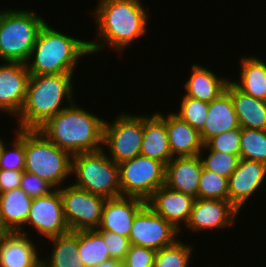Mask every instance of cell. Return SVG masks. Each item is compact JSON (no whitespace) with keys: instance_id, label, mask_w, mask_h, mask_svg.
Wrapping results in <instances>:
<instances>
[{"instance_id":"obj_15","label":"cell","mask_w":266,"mask_h":267,"mask_svg":"<svg viewBox=\"0 0 266 267\" xmlns=\"http://www.w3.org/2000/svg\"><path fill=\"white\" fill-rule=\"evenodd\" d=\"M229 201L239 210L258 195L266 185V164L259 161L239 159L237 168L228 178ZM255 194V195H254Z\"/></svg>"},{"instance_id":"obj_27","label":"cell","mask_w":266,"mask_h":267,"mask_svg":"<svg viewBox=\"0 0 266 267\" xmlns=\"http://www.w3.org/2000/svg\"><path fill=\"white\" fill-rule=\"evenodd\" d=\"M32 200L21 188L0 193V214L11 232L25 229Z\"/></svg>"},{"instance_id":"obj_41","label":"cell","mask_w":266,"mask_h":267,"mask_svg":"<svg viewBox=\"0 0 266 267\" xmlns=\"http://www.w3.org/2000/svg\"><path fill=\"white\" fill-rule=\"evenodd\" d=\"M10 233H11V231L4 224L3 218L0 214V242L5 236H7Z\"/></svg>"},{"instance_id":"obj_33","label":"cell","mask_w":266,"mask_h":267,"mask_svg":"<svg viewBox=\"0 0 266 267\" xmlns=\"http://www.w3.org/2000/svg\"><path fill=\"white\" fill-rule=\"evenodd\" d=\"M228 186V178L203 167L198 186V198L229 201Z\"/></svg>"},{"instance_id":"obj_23","label":"cell","mask_w":266,"mask_h":267,"mask_svg":"<svg viewBox=\"0 0 266 267\" xmlns=\"http://www.w3.org/2000/svg\"><path fill=\"white\" fill-rule=\"evenodd\" d=\"M240 127L231 95L225 91L209 103L203 128L199 131L203 144L211 138Z\"/></svg>"},{"instance_id":"obj_9","label":"cell","mask_w":266,"mask_h":267,"mask_svg":"<svg viewBox=\"0 0 266 267\" xmlns=\"http://www.w3.org/2000/svg\"><path fill=\"white\" fill-rule=\"evenodd\" d=\"M118 166L120 196L147 201L155 191L165 185L166 165L156 159L138 155Z\"/></svg>"},{"instance_id":"obj_16","label":"cell","mask_w":266,"mask_h":267,"mask_svg":"<svg viewBox=\"0 0 266 267\" xmlns=\"http://www.w3.org/2000/svg\"><path fill=\"white\" fill-rule=\"evenodd\" d=\"M195 198L191 195L161 186L146 201L147 205L158 215L170 222L180 234L187 224ZM182 232V233H181Z\"/></svg>"},{"instance_id":"obj_35","label":"cell","mask_w":266,"mask_h":267,"mask_svg":"<svg viewBox=\"0 0 266 267\" xmlns=\"http://www.w3.org/2000/svg\"><path fill=\"white\" fill-rule=\"evenodd\" d=\"M241 127L211 138L206 145L213 151L240 156Z\"/></svg>"},{"instance_id":"obj_4","label":"cell","mask_w":266,"mask_h":267,"mask_svg":"<svg viewBox=\"0 0 266 267\" xmlns=\"http://www.w3.org/2000/svg\"><path fill=\"white\" fill-rule=\"evenodd\" d=\"M88 41L55 30L46 22L26 63L30 75L74 73L79 61L91 56Z\"/></svg>"},{"instance_id":"obj_2","label":"cell","mask_w":266,"mask_h":267,"mask_svg":"<svg viewBox=\"0 0 266 267\" xmlns=\"http://www.w3.org/2000/svg\"><path fill=\"white\" fill-rule=\"evenodd\" d=\"M74 73L30 75L24 105L16 117L17 129H38L71 106L76 97ZM65 99V100H64Z\"/></svg>"},{"instance_id":"obj_25","label":"cell","mask_w":266,"mask_h":267,"mask_svg":"<svg viewBox=\"0 0 266 267\" xmlns=\"http://www.w3.org/2000/svg\"><path fill=\"white\" fill-rule=\"evenodd\" d=\"M241 128L266 130V101L244 94L231 81L226 87Z\"/></svg>"},{"instance_id":"obj_40","label":"cell","mask_w":266,"mask_h":267,"mask_svg":"<svg viewBox=\"0 0 266 267\" xmlns=\"http://www.w3.org/2000/svg\"><path fill=\"white\" fill-rule=\"evenodd\" d=\"M96 267H122V263L118 260L110 259L97 265Z\"/></svg>"},{"instance_id":"obj_10","label":"cell","mask_w":266,"mask_h":267,"mask_svg":"<svg viewBox=\"0 0 266 267\" xmlns=\"http://www.w3.org/2000/svg\"><path fill=\"white\" fill-rule=\"evenodd\" d=\"M70 182L59 188L64 217L70 231L97 229L106 198L92 194Z\"/></svg>"},{"instance_id":"obj_7","label":"cell","mask_w":266,"mask_h":267,"mask_svg":"<svg viewBox=\"0 0 266 267\" xmlns=\"http://www.w3.org/2000/svg\"><path fill=\"white\" fill-rule=\"evenodd\" d=\"M72 184L106 199L120 196L119 166L105 150L72 155Z\"/></svg>"},{"instance_id":"obj_36","label":"cell","mask_w":266,"mask_h":267,"mask_svg":"<svg viewBox=\"0 0 266 267\" xmlns=\"http://www.w3.org/2000/svg\"><path fill=\"white\" fill-rule=\"evenodd\" d=\"M156 250L138 245H130L122 267H153Z\"/></svg>"},{"instance_id":"obj_18","label":"cell","mask_w":266,"mask_h":267,"mask_svg":"<svg viewBox=\"0 0 266 267\" xmlns=\"http://www.w3.org/2000/svg\"><path fill=\"white\" fill-rule=\"evenodd\" d=\"M32 238L20 232L5 236L0 242V267H41V238L39 243Z\"/></svg>"},{"instance_id":"obj_28","label":"cell","mask_w":266,"mask_h":267,"mask_svg":"<svg viewBox=\"0 0 266 267\" xmlns=\"http://www.w3.org/2000/svg\"><path fill=\"white\" fill-rule=\"evenodd\" d=\"M77 253L86 267H96L111 259L103 235L97 229L79 231Z\"/></svg>"},{"instance_id":"obj_3","label":"cell","mask_w":266,"mask_h":267,"mask_svg":"<svg viewBox=\"0 0 266 267\" xmlns=\"http://www.w3.org/2000/svg\"><path fill=\"white\" fill-rule=\"evenodd\" d=\"M104 117L80 107L76 101L37 130L71 155L103 148Z\"/></svg>"},{"instance_id":"obj_14","label":"cell","mask_w":266,"mask_h":267,"mask_svg":"<svg viewBox=\"0 0 266 267\" xmlns=\"http://www.w3.org/2000/svg\"><path fill=\"white\" fill-rule=\"evenodd\" d=\"M3 63V64H2ZM30 73L26 63L1 62L0 112L16 118L25 102Z\"/></svg>"},{"instance_id":"obj_34","label":"cell","mask_w":266,"mask_h":267,"mask_svg":"<svg viewBox=\"0 0 266 267\" xmlns=\"http://www.w3.org/2000/svg\"><path fill=\"white\" fill-rule=\"evenodd\" d=\"M209 103L183 94L180 105L173 113L200 131L208 114Z\"/></svg>"},{"instance_id":"obj_11","label":"cell","mask_w":266,"mask_h":267,"mask_svg":"<svg viewBox=\"0 0 266 267\" xmlns=\"http://www.w3.org/2000/svg\"><path fill=\"white\" fill-rule=\"evenodd\" d=\"M30 227L31 230L35 229L34 231H36V233H32L33 237H35V234H39L38 238L41 235L44 239L70 231L64 217L63 202L59 189H54L48 195L33 198L25 229H22L20 233L31 235L29 233Z\"/></svg>"},{"instance_id":"obj_19","label":"cell","mask_w":266,"mask_h":267,"mask_svg":"<svg viewBox=\"0 0 266 267\" xmlns=\"http://www.w3.org/2000/svg\"><path fill=\"white\" fill-rule=\"evenodd\" d=\"M202 169L203 164L199 155L173 157L166 164L165 185L196 199Z\"/></svg>"},{"instance_id":"obj_39","label":"cell","mask_w":266,"mask_h":267,"mask_svg":"<svg viewBox=\"0 0 266 267\" xmlns=\"http://www.w3.org/2000/svg\"><path fill=\"white\" fill-rule=\"evenodd\" d=\"M23 171L0 169V193L20 188Z\"/></svg>"},{"instance_id":"obj_12","label":"cell","mask_w":266,"mask_h":267,"mask_svg":"<svg viewBox=\"0 0 266 267\" xmlns=\"http://www.w3.org/2000/svg\"><path fill=\"white\" fill-rule=\"evenodd\" d=\"M179 236L180 231L146 204L133 220L129 241L157 251L173 244Z\"/></svg>"},{"instance_id":"obj_32","label":"cell","mask_w":266,"mask_h":267,"mask_svg":"<svg viewBox=\"0 0 266 267\" xmlns=\"http://www.w3.org/2000/svg\"><path fill=\"white\" fill-rule=\"evenodd\" d=\"M199 156L206 170L212 171L225 178H229L235 171L240 159L237 155L213 151L206 144L203 145Z\"/></svg>"},{"instance_id":"obj_37","label":"cell","mask_w":266,"mask_h":267,"mask_svg":"<svg viewBox=\"0 0 266 267\" xmlns=\"http://www.w3.org/2000/svg\"><path fill=\"white\" fill-rule=\"evenodd\" d=\"M20 188L31 198L48 195L55 188L37 175L23 171Z\"/></svg>"},{"instance_id":"obj_5","label":"cell","mask_w":266,"mask_h":267,"mask_svg":"<svg viewBox=\"0 0 266 267\" xmlns=\"http://www.w3.org/2000/svg\"><path fill=\"white\" fill-rule=\"evenodd\" d=\"M22 9L0 10V62L27 63L37 35L46 23L35 10Z\"/></svg>"},{"instance_id":"obj_6","label":"cell","mask_w":266,"mask_h":267,"mask_svg":"<svg viewBox=\"0 0 266 267\" xmlns=\"http://www.w3.org/2000/svg\"><path fill=\"white\" fill-rule=\"evenodd\" d=\"M71 169L72 155L69 152L60 149L37 129H25L24 171L37 175L59 189L69 182Z\"/></svg>"},{"instance_id":"obj_13","label":"cell","mask_w":266,"mask_h":267,"mask_svg":"<svg viewBox=\"0 0 266 267\" xmlns=\"http://www.w3.org/2000/svg\"><path fill=\"white\" fill-rule=\"evenodd\" d=\"M239 210L228 200L196 198L190 213L189 220L183 228L193 234L226 230L234 227ZM202 231V232H200Z\"/></svg>"},{"instance_id":"obj_26","label":"cell","mask_w":266,"mask_h":267,"mask_svg":"<svg viewBox=\"0 0 266 267\" xmlns=\"http://www.w3.org/2000/svg\"><path fill=\"white\" fill-rule=\"evenodd\" d=\"M52 247L46 257L41 258V267H86L77 253L79 231H69L47 239Z\"/></svg>"},{"instance_id":"obj_31","label":"cell","mask_w":266,"mask_h":267,"mask_svg":"<svg viewBox=\"0 0 266 267\" xmlns=\"http://www.w3.org/2000/svg\"><path fill=\"white\" fill-rule=\"evenodd\" d=\"M239 158L266 164V130L241 128Z\"/></svg>"},{"instance_id":"obj_29","label":"cell","mask_w":266,"mask_h":267,"mask_svg":"<svg viewBox=\"0 0 266 267\" xmlns=\"http://www.w3.org/2000/svg\"><path fill=\"white\" fill-rule=\"evenodd\" d=\"M182 240L185 239L179 238L173 244L157 250L153 267H191L195 248Z\"/></svg>"},{"instance_id":"obj_21","label":"cell","mask_w":266,"mask_h":267,"mask_svg":"<svg viewBox=\"0 0 266 267\" xmlns=\"http://www.w3.org/2000/svg\"><path fill=\"white\" fill-rule=\"evenodd\" d=\"M190 75L184 83L185 96L192 97L210 103L226 91L231 77H220L208 67L194 63L191 66Z\"/></svg>"},{"instance_id":"obj_42","label":"cell","mask_w":266,"mask_h":267,"mask_svg":"<svg viewBox=\"0 0 266 267\" xmlns=\"http://www.w3.org/2000/svg\"><path fill=\"white\" fill-rule=\"evenodd\" d=\"M3 136L0 137V156H1V153H2V150H3V147H4V144L7 142V140H3V139H7L6 137L2 138Z\"/></svg>"},{"instance_id":"obj_30","label":"cell","mask_w":266,"mask_h":267,"mask_svg":"<svg viewBox=\"0 0 266 267\" xmlns=\"http://www.w3.org/2000/svg\"><path fill=\"white\" fill-rule=\"evenodd\" d=\"M13 139L4 144L0 156V169L24 171L25 169V129L15 127Z\"/></svg>"},{"instance_id":"obj_1","label":"cell","mask_w":266,"mask_h":267,"mask_svg":"<svg viewBox=\"0 0 266 267\" xmlns=\"http://www.w3.org/2000/svg\"><path fill=\"white\" fill-rule=\"evenodd\" d=\"M96 5L90 12L98 38L88 41L92 56L107 48L122 55L148 33L149 7L142 0H98Z\"/></svg>"},{"instance_id":"obj_24","label":"cell","mask_w":266,"mask_h":267,"mask_svg":"<svg viewBox=\"0 0 266 267\" xmlns=\"http://www.w3.org/2000/svg\"><path fill=\"white\" fill-rule=\"evenodd\" d=\"M239 63V80L231 82L244 94L266 101V61L258 55H241Z\"/></svg>"},{"instance_id":"obj_38","label":"cell","mask_w":266,"mask_h":267,"mask_svg":"<svg viewBox=\"0 0 266 267\" xmlns=\"http://www.w3.org/2000/svg\"><path fill=\"white\" fill-rule=\"evenodd\" d=\"M99 232L103 235L110 258L122 263L131 245L129 238L111 231Z\"/></svg>"},{"instance_id":"obj_8","label":"cell","mask_w":266,"mask_h":267,"mask_svg":"<svg viewBox=\"0 0 266 267\" xmlns=\"http://www.w3.org/2000/svg\"><path fill=\"white\" fill-rule=\"evenodd\" d=\"M111 122L105 120L103 150L115 163L132 159L141 153L143 114L120 112Z\"/></svg>"},{"instance_id":"obj_20","label":"cell","mask_w":266,"mask_h":267,"mask_svg":"<svg viewBox=\"0 0 266 267\" xmlns=\"http://www.w3.org/2000/svg\"><path fill=\"white\" fill-rule=\"evenodd\" d=\"M140 155L156 159L165 165L173 158L166 129V114L143 115V138Z\"/></svg>"},{"instance_id":"obj_22","label":"cell","mask_w":266,"mask_h":267,"mask_svg":"<svg viewBox=\"0 0 266 267\" xmlns=\"http://www.w3.org/2000/svg\"><path fill=\"white\" fill-rule=\"evenodd\" d=\"M166 129L172 157L200 154L204 144L199 131L180 119L173 111L166 114Z\"/></svg>"},{"instance_id":"obj_17","label":"cell","mask_w":266,"mask_h":267,"mask_svg":"<svg viewBox=\"0 0 266 267\" xmlns=\"http://www.w3.org/2000/svg\"><path fill=\"white\" fill-rule=\"evenodd\" d=\"M146 201L137 197L119 196L106 199L98 231H111L128 237L136 214L146 205Z\"/></svg>"}]
</instances>
